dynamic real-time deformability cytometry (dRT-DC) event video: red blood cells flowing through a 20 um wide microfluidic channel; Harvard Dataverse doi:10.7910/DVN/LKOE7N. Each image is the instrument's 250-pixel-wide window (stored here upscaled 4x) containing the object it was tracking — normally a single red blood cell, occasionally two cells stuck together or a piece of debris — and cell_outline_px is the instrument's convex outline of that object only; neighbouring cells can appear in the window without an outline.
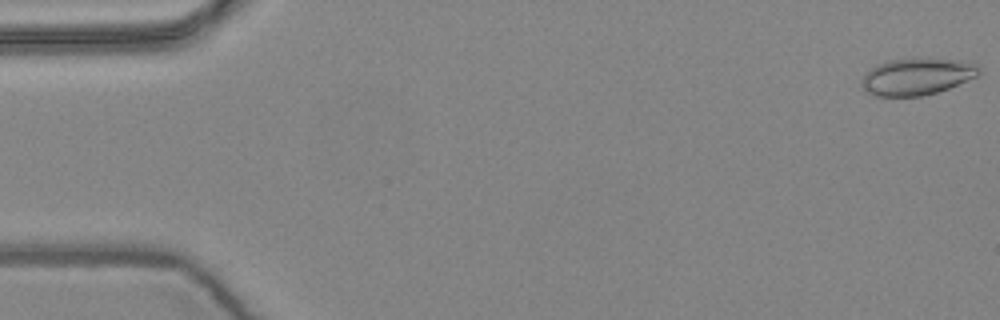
{"species": "common noctule bat (a hibernating species)", "species_latin": "Nyctalus noctula", "temperature_condition": "warm", "stored_images_in_passage": 5, "camera_frame_rate_fps": 3000, "um_per_image_px": 0.085, "animal": {"sex": "female", "body_mass_g": 24.6, "forearm_length_mm": 56.2}, "frame": {"image": 1, "passage_image": 1, "time_ms": 0.0, "image_size_px": [1000, 320], "cell_outline_px": [[980, 72], [976, 76], [948, 88], [924, 96], [872, 96], [864, 92], [860, 84], [860, 80], [864, 72], [876, 64], [888, 60], [912, 56], [972, 60], [980, 68]], "centroid_in_image_um": [77.89, 6.46], "position_along_channel_um": 7.1, "area_um2": 26.36}}